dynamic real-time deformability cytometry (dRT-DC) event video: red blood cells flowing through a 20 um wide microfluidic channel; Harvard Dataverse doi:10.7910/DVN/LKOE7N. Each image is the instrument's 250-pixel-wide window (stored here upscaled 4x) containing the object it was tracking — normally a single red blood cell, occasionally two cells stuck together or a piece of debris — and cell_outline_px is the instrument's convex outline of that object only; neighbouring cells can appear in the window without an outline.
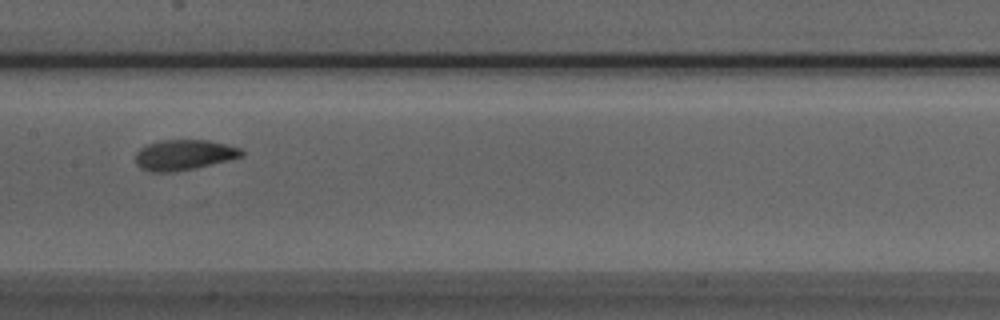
{"species": "Egyptian fruit bat (a non-hibernating species)", "species_latin": "Rousettus aegyptiacus", "temperature_condition": "room temperature", "stored_images_in_passage": 5, "camera_frame_rate_fps": 3000, "um_per_image_px": 0.085, "animal": {"sex": "male"}, "frame": {"image": 1, "passage_image": 4, "time_ms": 1.0, "image_size_px": [1000, 320], "cell_outline_px": [[244, 156], [232, 160], [196, 168], [172, 172], [152, 172], [140, 168], [136, 164], [136, 152], [140, 148], [148, 144], [160, 140], [208, 140], [240, 148], [244, 152]], "centroid_in_image_um": [15.65, 13.17], "position_along_channel_um": 191.7, "area_um2": 18.96}}
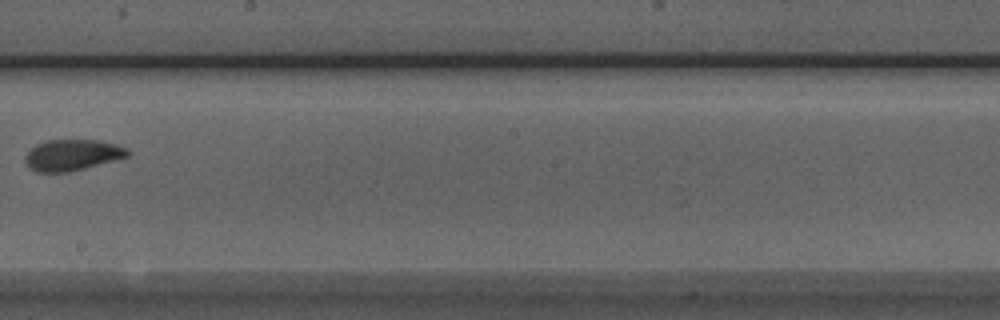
{"frame": {"image": 2, "passage_image": 5, "time_ms": 1.333, "image_size_px": [1000, 320], "cell_outline_px": [[132, 152], [128, 156], [84, 168], [68, 172], [36, 172], [24, 160], [24, 156], [36, 144], [48, 140], [100, 140], [128, 148]], "centroid_in_image_um": [6.15, 13.16], "position_along_channel_um": 242.0, "area_um2": 18.38}}